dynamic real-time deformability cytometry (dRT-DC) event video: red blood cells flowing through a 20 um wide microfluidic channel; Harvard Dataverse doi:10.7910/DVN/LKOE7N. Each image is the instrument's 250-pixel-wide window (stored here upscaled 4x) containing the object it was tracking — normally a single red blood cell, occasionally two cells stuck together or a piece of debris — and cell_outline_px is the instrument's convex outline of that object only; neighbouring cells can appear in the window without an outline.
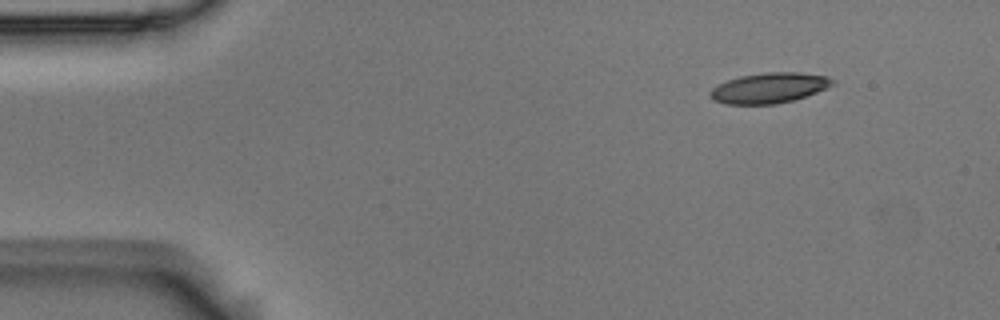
{"species": "Egyptian fruit bat (a non-hibernating species)", "species_latin": "Rousettus aegyptiacus", "temperature_condition": "room temperature", "stored_images_in_passage": 8, "camera_frame_rate_fps": 3000, "um_per_image_px": 0.085, "animal": {"sex": "male"}, "frame": {"image": 1, "passage_image": 1, "time_ms": 0.0, "image_size_px": [1000, 320], "cell_outline_px": [[836, 84], [816, 92], [792, 100], [776, 104], [724, 104], [712, 100], [708, 96], [708, 92], [712, 88], [728, 80], [740, 76], [768, 72], [800, 72], [828, 76], [836, 80]], "centroid_in_image_um": [65.38, 7.47], "position_along_channel_um": 19.6, "area_um2": 21.73}}
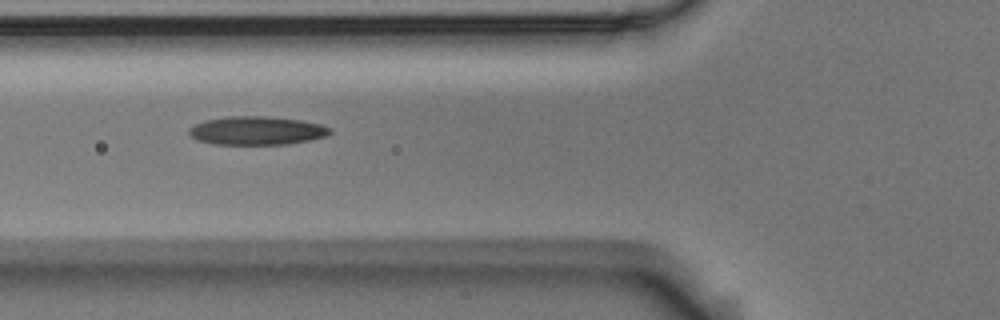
{"frame": {"image": 2, "passage_image": 5, "time_ms": 1.333, "image_size_px": [1000, 320], "cell_outline_px": [[332, 132], [324, 136], [308, 140], [288, 144], [216, 144], [196, 140], [188, 132], [196, 124], [204, 120], [228, 116], [264, 116], [300, 120], [320, 124], [328, 128]], "centroid_in_image_um": [21.8, 11.1], "position_along_channel_um": 104.0, "area_um2": 23.06}}
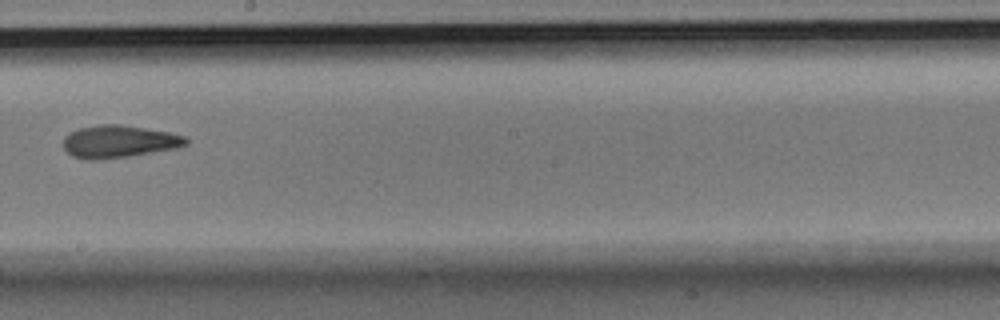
{"frame": {"image": 3, "passage_image": 8, "time_ms": 2.333, "image_size_px": [1000, 320], "cell_outline_px": [[188, 144], [176, 148], [128, 156], [100, 160], [88, 160], [72, 156], [64, 148], [64, 136], [68, 132], [80, 128], [100, 124], [120, 124], [168, 132], [184, 136], [188, 140]], "centroid_in_image_um": [10.07, 12.03], "position_along_channel_um": 238.1, "area_um2": 23.12}}